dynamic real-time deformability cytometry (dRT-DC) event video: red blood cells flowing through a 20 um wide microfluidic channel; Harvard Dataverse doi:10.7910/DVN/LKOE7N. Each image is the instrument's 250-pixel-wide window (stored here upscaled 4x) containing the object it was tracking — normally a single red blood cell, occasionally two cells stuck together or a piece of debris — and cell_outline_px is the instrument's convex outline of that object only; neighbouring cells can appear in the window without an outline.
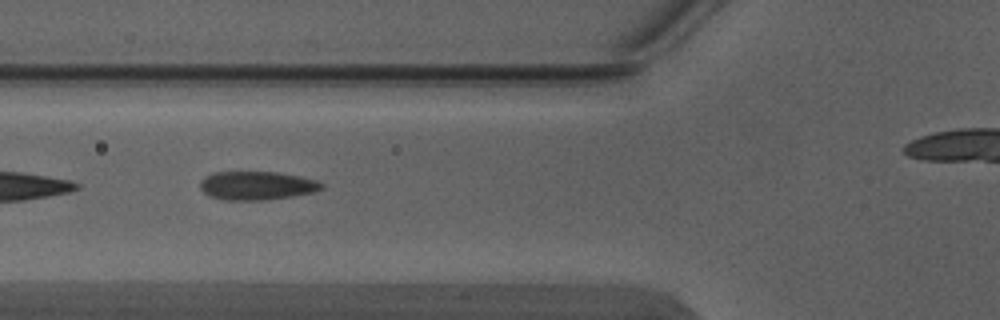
{"species": "Egyptian fruit bat (a non-hibernating species)", "species_latin": "Rousettus aegyptiacus", "temperature_condition": "warm", "stored_images_in_passage": 4, "camera_frame_rate_fps": 3000, "um_per_image_px": 0.085, "animal": {"sex": "male"}, "frame": {"image": 1, "passage_image": 3, "time_ms": 0.667, "image_size_px": [1000, 320], "cell_outline_px": [[324, 188], [312, 192], [292, 196], [260, 200], [224, 200], [208, 196], [200, 188], [200, 180], [204, 176], [212, 172], [276, 172], [300, 176], [316, 180], [324, 184]], "centroid_in_image_um": [21.79, 15.77], "position_along_channel_um": 104.0, "area_um2": 20.29}}
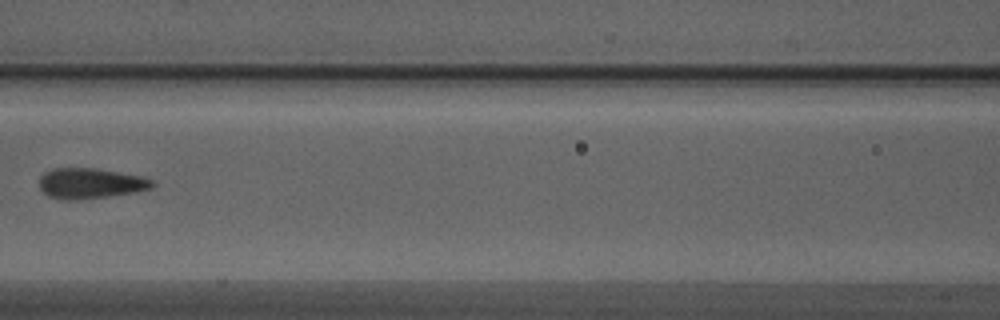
{"frame": {"image": 2, "passage_image": 4, "time_ms": 1.0, "image_size_px": [1000, 320], "cell_outline_px": [[156, 184], [152, 188], [136, 192], [108, 196], [68, 200], [64, 200], [48, 196], [40, 188], [40, 176], [44, 172], [52, 168], [96, 168], [140, 176], [152, 180]], "centroid_in_image_um": [7.67, 15.58], "position_along_channel_um": 158.9, "area_um2": 19.94}}